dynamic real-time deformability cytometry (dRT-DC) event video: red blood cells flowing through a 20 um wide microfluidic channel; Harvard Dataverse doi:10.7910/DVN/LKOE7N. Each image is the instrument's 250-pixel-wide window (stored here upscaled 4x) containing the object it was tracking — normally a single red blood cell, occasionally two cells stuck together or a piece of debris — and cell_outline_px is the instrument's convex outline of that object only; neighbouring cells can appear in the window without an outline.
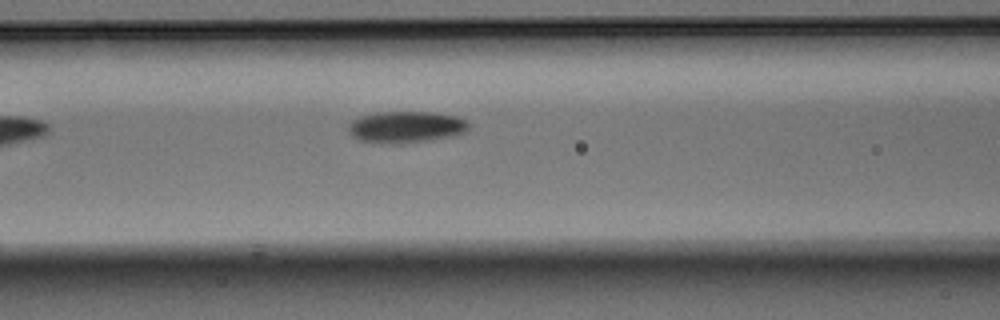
{"species": "Egyptian fruit bat (a non-hibernating species)", "species_latin": "Rousettus aegyptiacus", "temperature_condition": "warm", "stored_images_in_passage": 6, "camera_frame_rate_fps": 3000, "um_per_image_px": 0.085, "animal": {"sex": "male"}, "frame": {"image": 1, "passage_image": 6, "time_ms": 1.667, "image_size_px": [1000, 320], "cell_outline_px": [[468, 128], [464, 132], [452, 136], [432, 140], [392, 144], [360, 140], [352, 136], [348, 132], [348, 124], [352, 120], [360, 116], [376, 112], [432, 112], [456, 116], [464, 120], [468, 124]], "centroid_in_image_um": [34.47, 10.79], "position_along_channel_um": 132.1, "area_um2": 22.08}}